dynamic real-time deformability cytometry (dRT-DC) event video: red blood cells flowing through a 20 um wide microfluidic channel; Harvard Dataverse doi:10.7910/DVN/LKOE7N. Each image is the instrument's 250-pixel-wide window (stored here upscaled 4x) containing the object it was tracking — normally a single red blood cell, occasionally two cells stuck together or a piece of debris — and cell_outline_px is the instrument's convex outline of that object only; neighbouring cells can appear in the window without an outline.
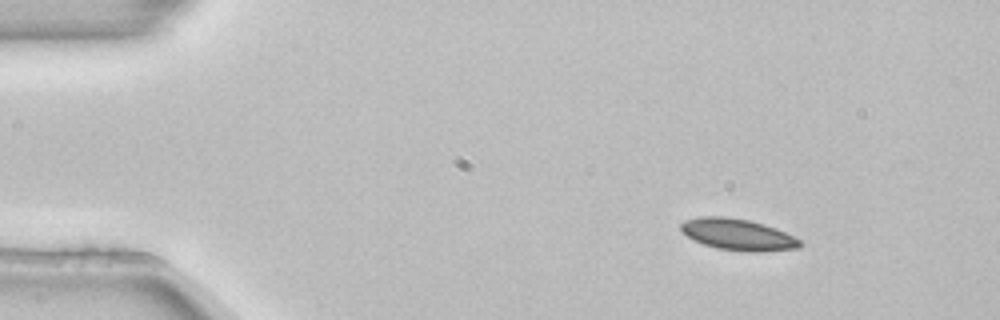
{"species": "common noctule bat (a hibernating species)", "species_latin": "Nyctalus noctula", "temperature_condition": "room temperature", "stored_images_in_passage": 4, "camera_frame_rate_fps": 3000, "um_per_image_px": 0.085, "animal": {"sex": "female", "body_mass_g": 22.7, "forearm_length_mm": 54.2}, "frame": {"image": 1, "passage_image": 1, "time_ms": 0.0, "image_size_px": [1000, 320], "cell_outline_px": [[800, 248], [760, 252], [748, 252], [716, 248], [704, 244], [688, 236], [680, 228], [680, 224], [684, 220], [700, 216], [728, 216], [748, 220], [764, 224], [776, 228], [800, 240]], "centroid_in_image_um": [62.71, 19.93], "position_along_channel_um": 22.3, "area_um2": 21.73}}